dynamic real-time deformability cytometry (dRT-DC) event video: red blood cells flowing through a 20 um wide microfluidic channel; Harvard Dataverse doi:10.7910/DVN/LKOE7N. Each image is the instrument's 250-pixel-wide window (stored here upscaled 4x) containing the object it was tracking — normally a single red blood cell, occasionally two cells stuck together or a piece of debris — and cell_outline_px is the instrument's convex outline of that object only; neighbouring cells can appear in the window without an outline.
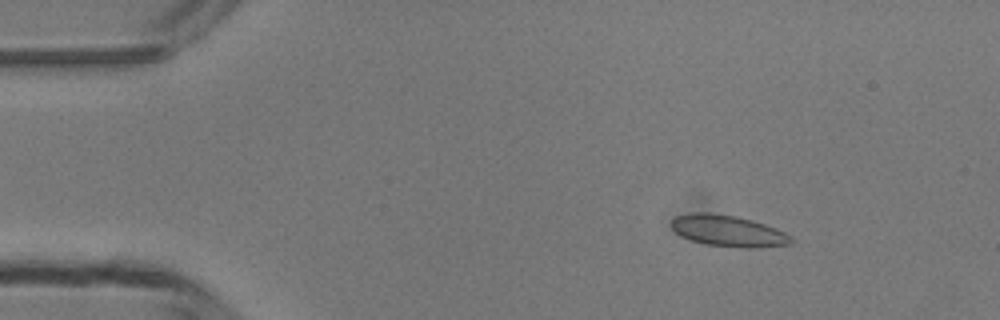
{"species": "common noctule bat (a hibernating species)", "species_latin": "Nyctalus noctula", "temperature_condition": "room temperature", "stored_images_in_passage": 49, "camera_frame_rate_fps": 3000, "um_per_image_px": 0.085, "animal": {"sex": "male", "body_mass_g": 13.3}, "frame": {"image": 1, "passage_image": 6, "time_ms": 1.667, "image_size_px": [1000, 320], "cell_outline_px": [[792, 244], [760, 248], [744, 248], [708, 244], [692, 240], [680, 236], [672, 228], [672, 220], [676, 216], [688, 212], [708, 212], [736, 216], [752, 220], [776, 228], [792, 236]], "centroid_in_image_um": [61.91, 19.62], "position_along_channel_um": 23.1, "area_um2": 21.91}}
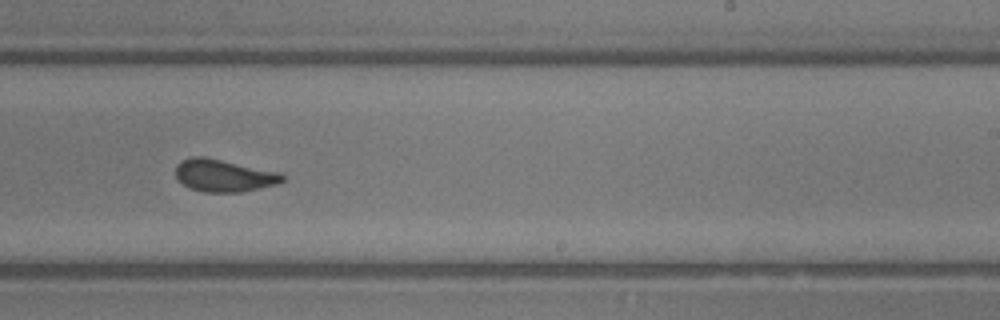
{"frame": {"image": 2, "passage_image": 29, "time_ms": 9.333, "image_size_px": [1000, 320], "cell_outline_px": [[284, 180], [276, 184], [240, 192], [204, 192], [188, 188], [176, 176], [176, 164], [180, 160], [192, 156], [204, 156], [280, 172], [284, 176]], "centroid_in_image_um": [18.99, 14.91], "position_along_channel_um": 270.0, "area_um2": 20.11}}
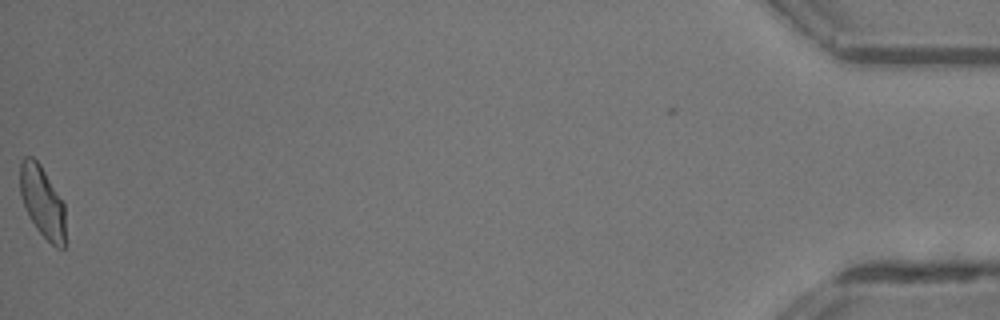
{"frame": {"image": 3, "passage_image": 48, "time_ms": 15.667, "image_size_px": [1000, 320], "cell_outline_px": [[64, 248], [56, 248], [36, 228], [28, 216], [20, 192], [20, 164], [24, 156], [32, 156], [40, 164], [64, 204]], "centroid_in_image_um": [3.58, 17.14], "position_along_channel_um": 431.6, "area_um2": 18.55}, "authors_computed_cell_mechanics": {"area_um2": 20.1722, "velocity_mm_per_s": 4.2128, "shape_relaxation_time_tau1_ms": 10.8406, "shape_relaxation_time_tau2_ms": 0.559, "deformation_change_tau1": 0.1995, "deformation_change_tau2": 0.0561}}